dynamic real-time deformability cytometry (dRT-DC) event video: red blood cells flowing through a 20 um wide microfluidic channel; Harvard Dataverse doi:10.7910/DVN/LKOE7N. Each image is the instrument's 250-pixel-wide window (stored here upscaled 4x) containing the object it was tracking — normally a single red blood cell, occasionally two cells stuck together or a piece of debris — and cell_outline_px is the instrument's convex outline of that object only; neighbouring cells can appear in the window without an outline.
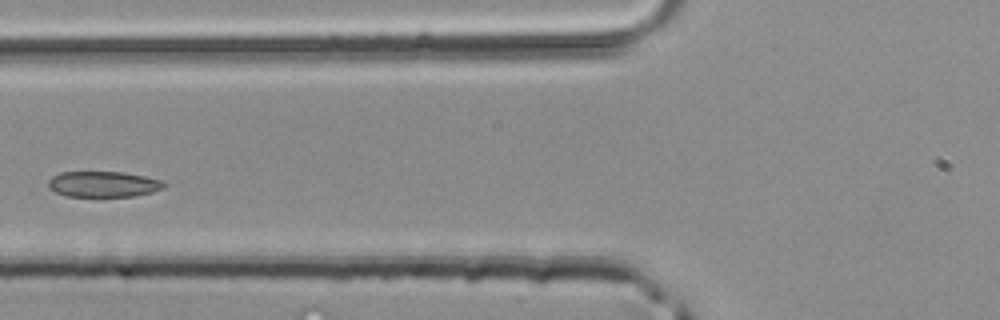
{"species": "common noctule bat (a hibernating species)", "species_latin": "Nyctalus noctula", "temperature_condition": "room temperature", "stored_images_in_passage": 3, "camera_frame_rate_fps": 3000, "um_per_image_px": 0.085, "animal": {"sex": "male", "body_mass_g": 20.4}, "frame": {"image": 1, "passage_image": 3, "time_ms": 0.667, "image_size_px": [1000, 320], "cell_outline_px": [[168, 184], [164, 188], [152, 192], [136, 196], [68, 196], [56, 192], [48, 188], [48, 180], [52, 176], [60, 172], [124, 172], [164, 180]], "centroid_in_image_um": [8.82, 15.65], "position_along_channel_um": 117.0, "area_um2": 17.51}}